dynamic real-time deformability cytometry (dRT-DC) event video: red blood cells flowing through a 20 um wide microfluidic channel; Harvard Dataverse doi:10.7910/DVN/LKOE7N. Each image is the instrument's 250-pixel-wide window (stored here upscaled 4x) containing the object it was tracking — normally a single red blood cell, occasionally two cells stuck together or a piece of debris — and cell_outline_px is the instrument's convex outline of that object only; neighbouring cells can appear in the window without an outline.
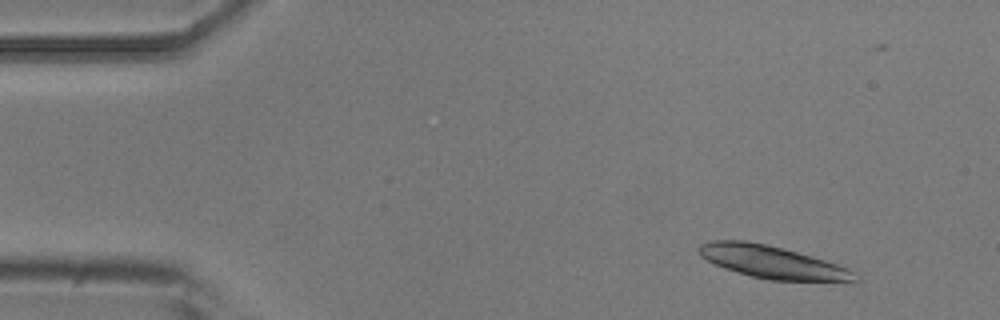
{"species": "common noctule bat (a hibernating species)", "species_latin": "Nyctalus noctula", "temperature_condition": "room temperature", "stored_images_in_passage": 51, "camera_frame_rate_fps": 3000, "um_per_image_px": 0.085, "animal": {"sex": "male", "body_mass_g": 20.5, "forearm_length_mm": 52.5}, "frame": {"image": 1, "passage_image": 5, "time_ms": 1.333, "image_size_px": [1000, 320], "cell_outline_px": [[864, 280], [856, 284], [768, 280], [752, 276], [724, 268], [700, 256], [700, 244], [712, 240], [744, 240], [764, 244], [812, 256], [848, 268], [856, 272]], "centroid_in_image_um": [65.87, 22.35], "position_along_channel_um": 19.1, "area_um2": 30.35}, "authors_computed_cell_mechanics": {"area_um2": 29.5358, "velocity_mm_per_s": 3.8888, "shape_relaxation_time_tau1_ms": 0.9437, "shape_relaxation_time_tau2_ms": null, "deformation_change_tau1": 0.235, "deformation_change_tau2": null}}